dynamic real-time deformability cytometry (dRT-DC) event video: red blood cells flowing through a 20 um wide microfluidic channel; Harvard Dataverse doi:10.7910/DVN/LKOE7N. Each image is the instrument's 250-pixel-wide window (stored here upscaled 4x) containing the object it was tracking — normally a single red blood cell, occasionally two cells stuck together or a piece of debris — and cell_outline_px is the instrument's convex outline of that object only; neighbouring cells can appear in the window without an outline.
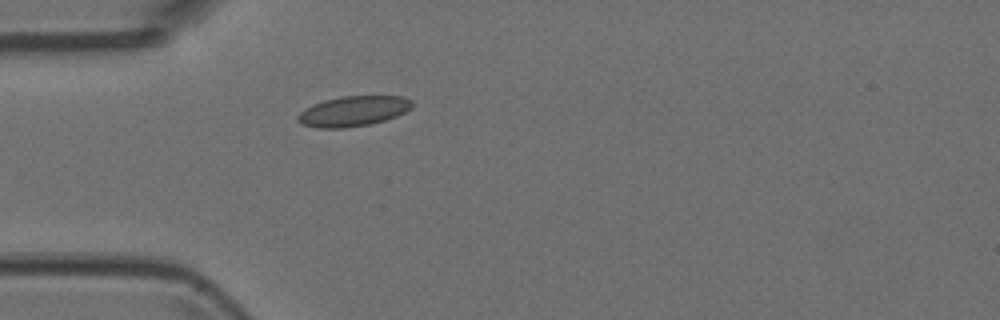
{"species": "Egyptian fruit bat (a non-hibernating species)", "species_latin": "Rousettus aegyptiacus", "temperature_condition": "room temperature", "stored_images_in_passage": 3, "camera_frame_rate_fps": 3000, "um_per_image_px": 0.085, "animal": {"sex": "female"}, "frame": {"image": 1, "passage_image": 3, "time_ms": 0.667, "image_size_px": [1000, 320], "cell_outline_px": [[412, 108], [396, 116], [384, 120], [368, 124], [344, 128], [316, 128], [300, 124], [296, 120], [296, 116], [304, 108], [312, 104], [324, 100], [340, 96], [404, 96], [412, 100]], "centroid_in_image_um": [29.98, 9.44], "position_along_channel_um": 55.0, "area_um2": 20.29}}